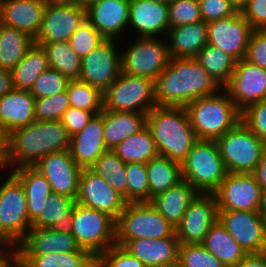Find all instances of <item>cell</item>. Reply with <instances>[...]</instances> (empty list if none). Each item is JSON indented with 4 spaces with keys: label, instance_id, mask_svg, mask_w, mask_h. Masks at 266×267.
I'll return each mask as SVG.
<instances>
[{
    "label": "cell",
    "instance_id": "cell-28",
    "mask_svg": "<svg viewBox=\"0 0 266 267\" xmlns=\"http://www.w3.org/2000/svg\"><path fill=\"white\" fill-rule=\"evenodd\" d=\"M167 35L170 58H195L208 44L207 23L203 21L169 28Z\"/></svg>",
    "mask_w": 266,
    "mask_h": 267
},
{
    "label": "cell",
    "instance_id": "cell-18",
    "mask_svg": "<svg viewBox=\"0 0 266 267\" xmlns=\"http://www.w3.org/2000/svg\"><path fill=\"white\" fill-rule=\"evenodd\" d=\"M208 44L231 55L237 61L246 54L247 44L253 29L237 11L234 15L207 23Z\"/></svg>",
    "mask_w": 266,
    "mask_h": 267
},
{
    "label": "cell",
    "instance_id": "cell-51",
    "mask_svg": "<svg viewBox=\"0 0 266 267\" xmlns=\"http://www.w3.org/2000/svg\"><path fill=\"white\" fill-rule=\"evenodd\" d=\"M205 23L220 20L234 15L237 11L229 0H198Z\"/></svg>",
    "mask_w": 266,
    "mask_h": 267
},
{
    "label": "cell",
    "instance_id": "cell-24",
    "mask_svg": "<svg viewBox=\"0 0 266 267\" xmlns=\"http://www.w3.org/2000/svg\"><path fill=\"white\" fill-rule=\"evenodd\" d=\"M129 23L137 37L167 36L169 31L168 4L151 0H130Z\"/></svg>",
    "mask_w": 266,
    "mask_h": 267
},
{
    "label": "cell",
    "instance_id": "cell-27",
    "mask_svg": "<svg viewBox=\"0 0 266 267\" xmlns=\"http://www.w3.org/2000/svg\"><path fill=\"white\" fill-rule=\"evenodd\" d=\"M35 98L30 90L13 89L0 97V125L9 134L35 121Z\"/></svg>",
    "mask_w": 266,
    "mask_h": 267
},
{
    "label": "cell",
    "instance_id": "cell-53",
    "mask_svg": "<svg viewBox=\"0 0 266 267\" xmlns=\"http://www.w3.org/2000/svg\"><path fill=\"white\" fill-rule=\"evenodd\" d=\"M95 114L85 110L69 107L61 118V123L67 130L69 136L80 132Z\"/></svg>",
    "mask_w": 266,
    "mask_h": 267
},
{
    "label": "cell",
    "instance_id": "cell-21",
    "mask_svg": "<svg viewBox=\"0 0 266 267\" xmlns=\"http://www.w3.org/2000/svg\"><path fill=\"white\" fill-rule=\"evenodd\" d=\"M46 5L45 0H0V23L36 39Z\"/></svg>",
    "mask_w": 266,
    "mask_h": 267
},
{
    "label": "cell",
    "instance_id": "cell-52",
    "mask_svg": "<svg viewBox=\"0 0 266 267\" xmlns=\"http://www.w3.org/2000/svg\"><path fill=\"white\" fill-rule=\"evenodd\" d=\"M244 59L266 69V30H253Z\"/></svg>",
    "mask_w": 266,
    "mask_h": 267
},
{
    "label": "cell",
    "instance_id": "cell-60",
    "mask_svg": "<svg viewBox=\"0 0 266 267\" xmlns=\"http://www.w3.org/2000/svg\"><path fill=\"white\" fill-rule=\"evenodd\" d=\"M6 267H28L26 262L18 254Z\"/></svg>",
    "mask_w": 266,
    "mask_h": 267
},
{
    "label": "cell",
    "instance_id": "cell-63",
    "mask_svg": "<svg viewBox=\"0 0 266 267\" xmlns=\"http://www.w3.org/2000/svg\"><path fill=\"white\" fill-rule=\"evenodd\" d=\"M259 213L266 221V192H263L262 194V200H261Z\"/></svg>",
    "mask_w": 266,
    "mask_h": 267
},
{
    "label": "cell",
    "instance_id": "cell-30",
    "mask_svg": "<svg viewBox=\"0 0 266 267\" xmlns=\"http://www.w3.org/2000/svg\"><path fill=\"white\" fill-rule=\"evenodd\" d=\"M12 170L10 172L24 187L28 218L33 222L40 215L47 199L51 196L50 184L46 177L34 166H22Z\"/></svg>",
    "mask_w": 266,
    "mask_h": 267
},
{
    "label": "cell",
    "instance_id": "cell-10",
    "mask_svg": "<svg viewBox=\"0 0 266 267\" xmlns=\"http://www.w3.org/2000/svg\"><path fill=\"white\" fill-rule=\"evenodd\" d=\"M156 105L154 80L120 73L103 92V109L148 113Z\"/></svg>",
    "mask_w": 266,
    "mask_h": 267
},
{
    "label": "cell",
    "instance_id": "cell-31",
    "mask_svg": "<svg viewBox=\"0 0 266 267\" xmlns=\"http://www.w3.org/2000/svg\"><path fill=\"white\" fill-rule=\"evenodd\" d=\"M147 113L104 110V140L113 149L146 126Z\"/></svg>",
    "mask_w": 266,
    "mask_h": 267
},
{
    "label": "cell",
    "instance_id": "cell-55",
    "mask_svg": "<svg viewBox=\"0 0 266 267\" xmlns=\"http://www.w3.org/2000/svg\"><path fill=\"white\" fill-rule=\"evenodd\" d=\"M235 267H266V251L247 254Z\"/></svg>",
    "mask_w": 266,
    "mask_h": 267
},
{
    "label": "cell",
    "instance_id": "cell-69",
    "mask_svg": "<svg viewBox=\"0 0 266 267\" xmlns=\"http://www.w3.org/2000/svg\"><path fill=\"white\" fill-rule=\"evenodd\" d=\"M1 245H2V247L7 246V244L4 242V240L0 237V247H1Z\"/></svg>",
    "mask_w": 266,
    "mask_h": 267
},
{
    "label": "cell",
    "instance_id": "cell-58",
    "mask_svg": "<svg viewBox=\"0 0 266 267\" xmlns=\"http://www.w3.org/2000/svg\"><path fill=\"white\" fill-rule=\"evenodd\" d=\"M11 246L12 245H7L0 249V267H6L18 255V248H15L17 246Z\"/></svg>",
    "mask_w": 266,
    "mask_h": 267
},
{
    "label": "cell",
    "instance_id": "cell-34",
    "mask_svg": "<svg viewBox=\"0 0 266 267\" xmlns=\"http://www.w3.org/2000/svg\"><path fill=\"white\" fill-rule=\"evenodd\" d=\"M146 167L149 184V202L156 195L165 192L183 180L181 164L172 161L168 157L158 155L146 163Z\"/></svg>",
    "mask_w": 266,
    "mask_h": 267
},
{
    "label": "cell",
    "instance_id": "cell-59",
    "mask_svg": "<svg viewBox=\"0 0 266 267\" xmlns=\"http://www.w3.org/2000/svg\"><path fill=\"white\" fill-rule=\"evenodd\" d=\"M8 138L9 134L0 125V158H6L8 152Z\"/></svg>",
    "mask_w": 266,
    "mask_h": 267
},
{
    "label": "cell",
    "instance_id": "cell-67",
    "mask_svg": "<svg viewBox=\"0 0 266 267\" xmlns=\"http://www.w3.org/2000/svg\"><path fill=\"white\" fill-rule=\"evenodd\" d=\"M151 1L158 2V3H166V4H169L172 0H151Z\"/></svg>",
    "mask_w": 266,
    "mask_h": 267
},
{
    "label": "cell",
    "instance_id": "cell-29",
    "mask_svg": "<svg viewBox=\"0 0 266 267\" xmlns=\"http://www.w3.org/2000/svg\"><path fill=\"white\" fill-rule=\"evenodd\" d=\"M199 192L186 180L153 197L150 203L175 228Z\"/></svg>",
    "mask_w": 266,
    "mask_h": 267
},
{
    "label": "cell",
    "instance_id": "cell-39",
    "mask_svg": "<svg viewBox=\"0 0 266 267\" xmlns=\"http://www.w3.org/2000/svg\"><path fill=\"white\" fill-rule=\"evenodd\" d=\"M36 44L46 52L49 68L56 69L69 80H78L81 58L70 47L69 41Z\"/></svg>",
    "mask_w": 266,
    "mask_h": 267
},
{
    "label": "cell",
    "instance_id": "cell-35",
    "mask_svg": "<svg viewBox=\"0 0 266 267\" xmlns=\"http://www.w3.org/2000/svg\"><path fill=\"white\" fill-rule=\"evenodd\" d=\"M34 43L30 35L0 23V68L11 71Z\"/></svg>",
    "mask_w": 266,
    "mask_h": 267
},
{
    "label": "cell",
    "instance_id": "cell-19",
    "mask_svg": "<svg viewBox=\"0 0 266 267\" xmlns=\"http://www.w3.org/2000/svg\"><path fill=\"white\" fill-rule=\"evenodd\" d=\"M85 19L86 9L81 4L47 3L35 43L68 41Z\"/></svg>",
    "mask_w": 266,
    "mask_h": 267
},
{
    "label": "cell",
    "instance_id": "cell-45",
    "mask_svg": "<svg viewBox=\"0 0 266 267\" xmlns=\"http://www.w3.org/2000/svg\"><path fill=\"white\" fill-rule=\"evenodd\" d=\"M70 107L67 91L54 96L35 99L34 114L37 121H60Z\"/></svg>",
    "mask_w": 266,
    "mask_h": 267
},
{
    "label": "cell",
    "instance_id": "cell-65",
    "mask_svg": "<svg viewBox=\"0 0 266 267\" xmlns=\"http://www.w3.org/2000/svg\"><path fill=\"white\" fill-rule=\"evenodd\" d=\"M155 267H179L178 262L176 263H171L168 265H160V266H155Z\"/></svg>",
    "mask_w": 266,
    "mask_h": 267
},
{
    "label": "cell",
    "instance_id": "cell-14",
    "mask_svg": "<svg viewBox=\"0 0 266 267\" xmlns=\"http://www.w3.org/2000/svg\"><path fill=\"white\" fill-rule=\"evenodd\" d=\"M76 203L108 214L115 220L128 203L106 180L90 168H83L79 177Z\"/></svg>",
    "mask_w": 266,
    "mask_h": 267
},
{
    "label": "cell",
    "instance_id": "cell-62",
    "mask_svg": "<svg viewBox=\"0 0 266 267\" xmlns=\"http://www.w3.org/2000/svg\"><path fill=\"white\" fill-rule=\"evenodd\" d=\"M48 4H62V5H71V4H81V0H45Z\"/></svg>",
    "mask_w": 266,
    "mask_h": 267
},
{
    "label": "cell",
    "instance_id": "cell-8",
    "mask_svg": "<svg viewBox=\"0 0 266 267\" xmlns=\"http://www.w3.org/2000/svg\"><path fill=\"white\" fill-rule=\"evenodd\" d=\"M70 233L82 249L97 258L116 244V220L106 213L75 203Z\"/></svg>",
    "mask_w": 266,
    "mask_h": 267
},
{
    "label": "cell",
    "instance_id": "cell-11",
    "mask_svg": "<svg viewBox=\"0 0 266 267\" xmlns=\"http://www.w3.org/2000/svg\"><path fill=\"white\" fill-rule=\"evenodd\" d=\"M121 52V72L155 80L169 61L168 44L158 37H136Z\"/></svg>",
    "mask_w": 266,
    "mask_h": 267
},
{
    "label": "cell",
    "instance_id": "cell-64",
    "mask_svg": "<svg viewBox=\"0 0 266 267\" xmlns=\"http://www.w3.org/2000/svg\"><path fill=\"white\" fill-rule=\"evenodd\" d=\"M100 0H81V5L86 9L89 5Z\"/></svg>",
    "mask_w": 266,
    "mask_h": 267
},
{
    "label": "cell",
    "instance_id": "cell-38",
    "mask_svg": "<svg viewBox=\"0 0 266 267\" xmlns=\"http://www.w3.org/2000/svg\"><path fill=\"white\" fill-rule=\"evenodd\" d=\"M195 58L221 88L229 82L237 63L234 57L209 44L201 49Z\"/></svg>",
    "mask_w": 266,
    "mask_h": 267
},
{
    "label": "cell",
    "instance_id": "cell-66",
    "mask_svg": "<svg viewBox=\"0 0 266 267\" xmlns=\"http://www.w3.org/2000/svg\"><path fill=\"white\" fill-rule=\"evenodd\" d=\"M2 168H8V167H6V163H5L4 158H0V169H2Z\"/></svg>",
    "mask_w": 266,
    "mask_h": 267
},
{
    "label": "cell",
    "instance_id": "cell-49",
    "mask_svg": "<svg viewBox=\"0 0 266 267\" xmlns=\"http://www.w3.org/2000/svg\"><path fill=\"white\" fill-rule=\"evenodd\" d=\"M241 121L266 144V98L241 111Z\"/></svg>",
    "mask_w": 266,
    "mask_h": 267
},
{
    "label": "cell",
    "instance_id": "cell-32",
    "mask_svg": "<svg viewBox=\"0 0 266 267\" xmlns=\"http://www.w3.org/2000/svg\"><path fill=\"white\" fill-rule=\"evenodd\" d=\"M75 203L74 198L52 192L40 215L32 222V227L50 228L61 233L71 232Z\"/></svg>",
    "mask_w": 266,
    "mask_h": 267
},
{
    "label": "cell",
    "instance_id": "cell-37",
    "mask_svg": "<svg viewBox=\"0 0 266 267\" xmlns=\"http://www.w3.org/2000/svg\"><path fill=\"white\" fill-rule=\"evenodd\" d=\"M48 68L46 52L41 45L34 43L24 59L11 70L14 88L30 90L36 79Z\"/></svg>",
    "mask_w": 266,
    "mask_h": 267
},
{
    "label": "cell",
    "instance_id": "cell-3",
    "mask_svg": "<svg viewBox=\"0 0 266 267\" xmlns=\"http://www.w3.org/2000/svg\"><path fill=\"white\" fill-rule=\"evenodd\" d=\"M146 126L158 154L180 164L198 140L185 107L155 106L147 113Z\"/></svg>",
    "mask_w": 266,
    "mask_h": 267
},
{
    "label": "cell",
    "instance_id": "cell-41",
    "mask_svg": "<svg viewBox=\"0 0 266 267\" xmlns=\"http://www.w3.org/2000/svg\"><path fill=\"white\" fill-rule=\"evenodd\" d=\"M28 267H90L96 260L87 250L73 253H50L44 255H20Z\"/></svg>",
    "mask_w": 266,
    "mask_h": 267
},
{
    "label": "cell",
    "instance_id": "cell-13",
    "mask_svg": "<svg viewBox=\"0 0 266 267\" xmlns=\"http://www.w3.org/2000/svg\"><path fill=\"white\" fill-rule=\"evenodd\" d=\"M218 210L257 212L262 200V188L253 174L227 172L219 188L213 193Z\"/></svg>",
    "mask_w": 266,
    "mask_h": 267
},
{
    "label": "cell",
    "instance_id": "cell-23",
    "mask_svg": "<svg viewBox=\"0 0 266 267\" xmlns=\"http://www.w3.org/2000/svg\"><path fill=\"white\" fill-rule=\"evenodd\" d=\"M130 0H100L86 8V19L105 38L116 40L129 23Z\"/></svg>",
    "mask_w": 266,
    "mask_h": 267
},
{
    "label": "cell",
    "instance_id": "cell-68",
    "mask_svg": "<svg viewBox=\"0 0 266 267\" xmlns=\"http://www.w3.org/2000/svg\"><path fill=\"white\" fill-rule=\"evenodd\" d=\"M90 267H101V265L95 260Z\"/></svg>",
    "mask_w": 266,
    "mask_h": 267
},
{
    "label": "cell",
    "instance_id": "cell-1",
    "mask_svg": "<svg viewBox=\"0 0 266 267\" xmlns=\"http://www.w3.org/2000/svg\"><path fill=\"white\" fill-rule=\"evenodd\" d=\"M220 87L196 58H169L154 80L156 105L185 107L195 99L218 93Z\"/></svg>",
    "mask_w": 266,
    "mask_h": 267
},
{
    "label": "cell",
    "instance_id": "cell-47",
    "mask_svg": "<svg viewBox=\"0 0 266 267\" xmlns=\"http://www.w3.org/2000/svg\"><path fill=\"white\" fill-rule=\"evenodd\" d=\"M105 40L93 25L85 19L68 41L73 51L82 58Z\"/></svg>",
    "mask_w": 266,
    "mask_h": 267
},
{
    "label": "cell",
    "instance_id": "cell-43",
    "mask_svg": "<svg viewBox=\"0 0 266 267\" xmlns=\"http://www.w3.org/2000/svg\"><path fill=\"white\" fill-rule=\"evenodd\" d=\"M127 202H149V184L145 163H126Z\"/></svg>",
    "mask_w": 266,
    "mask_h": 267
},
{
    "label": "cell",
    "instance_id": "cell-25",
    "mask_svg": "<svg viewBox=\"0 0 266 267\" xmlns=\"http://www.w3.org/2000/svg\"><path fill=\"white\" fill-rule=\"evenodd\" d=\"M19 255H44L50 253H73L81 249L73 235L31 227L25 239L17 246Z\"/></svg>",
    "mask_w": 266,
    "mask_h": 267
},
{
    "label": "cell",
    "instance_id": "cell-5",
    "mask_svg": "<svg viewBox=\"0 0 266 267\" xmlns=\"http://www.w3.org/2000/svg\"><path fill=\"white\" fill-rule=\"evenodd\" d=\"M182 179L199 193L213 194L227 170L216 141L198 139L181 163Z\"/></svg>",
    "mask_w": 266,
    "mask_h": 267
},
{
    "label": "cell",
    "instance_id": "cell-48",
    "mask_svg": "<svg viewBox=\"0 0 266 267\" xmlns=\"http://www.w3.org/2000/svg\"><path fill=\"white\" fill-rule=\"evenodd\" d=\"M69 81L56 69L48 68L36 79L30 92L35 99L54 96L65 92Z\"/></svg>",
    "mask_w": 266,
    "mask_h": 267
},
{
    "label": "cell",
    "instance_id": "cell-46",
    "mask_svg": "<svg viewBox=\"0 0 266 267\" xmlns=\"http://www.w3.org/2000/svg\"><path fill=\"white\" fill-rule=\"evenodd\" d=\"M169 28L202 21L198 0H172L168 4Z\"/></svg>",
    "mask_w": 266,
    "mask_h": 267
},
{
    "label": "cell",
    "instance_id": "cell-9",
    "mask_svg": "<svg viewBox=\"0 0 266 267\" xmlns=\"http://www.w3.org/2000/svg\"><path fill=\"white\" fill-rule=\"evenodd\" d=\"M7 178L0 183V237L7 245L18 246L32 222L28 218L23 185L12 173Z\"/></svg>",
    "mask_w": 266,
    "mask_h": 267
},
{
    "label": "cell",
    "instance_id": "cell-44",
    "mask_svg": "<svg viewBox=\"0 0 266 267\" xmlns=\"http://www.w3.org/2000/svg\"><path fill=\"white\" fill-rule=\"evenodd\" d=\"M179 267H226L202 244H180Z\"/></svg>",
    "mask_w": 266,
    "mask_h": 267
},
{
    "label": "cell",
    "instance_id": "cell-6",
    "mask_svg": "<svg viewBox=\"0 0 266 267\" xmlns=\"http://www.w3.org/2000/svg\"><path fill=\"white\" fill-rule=\"evenodd\" d=\"M177 237L171 225L150 202L127 203L116 220V245L141 238Z\"/></svg>",
    "mask_w": 266,
    "mask_h": 267
},
{
    "label": "cell",
    "instance_id": "cell-36",
    "mask_svg": "<svg viewBox=\"0 0 266 267\" xmlns=\"http://www.w3.org/2000/svg\"><path fill=\"white\" fill-rule=\"evenodd\" d=\"M124 163H148L158 156L155 141L147 126L112 149Z\"/></svg>",
    "mask_w": 266,
    "mask_h": 267
},
{
    "label": "cell",
    "instance_id": "cell-61",
    "mask_svg": "<svg viewBox=\"0 0 266 267\" xmlns=\"http://www.w3.org/2000/svg\"><path fill=\"white\" fill-rule=\"evenodd\" d=\"M236 11L241 12L250 0H229Z\"/></svg>",
    "mask_w": 266,
    "mask_h": 267
},
{
    "label": "cell",
    "instance_id": "cell-70",
    "mask_svg": "<svg viewBox=\"0 0 266 267\" xmlns=\"http://www.w3.org/2000/svg\"><path fill=\"white\" fill-rule=\"evenodd\" d=\"M264 251H266V231H265V248Z\"/></svg>",
    "mask_w": 266,
    "mask_h": 267
},
{
    "label": "cell",
    "instance_id": "cell-26",
    "mask_svg": "<svg viewBox=\"0 0 266 267\" xmlns=\"http://www.w3.org/2000/svg\"><path fill=\"white\" fill-rule=\"evenodd\" d=\"M179 245L177 237L141 238L128 241L123 248L146 267H155L178 262Z\"/></svg>",
    "mask_w": 266,
    "mask_h": 267
},
{
    "label": "cell",
    "instance_id": "cell-15",
    "mask_svg": "<svg viewBox=\"0 0 266 267\" xmlns=\"http://www.w3.org/2000/svg\"><path fill=\"white\" fill-rule=\"evenodd\" d=\"M217 220L218 206L215 195L199 193L176 226L175 235L180 244H202Z\"/></svg>",
    "mask_w": 266,
    "mask_h": 267
},
{
    "label": "cell",
    "instance_id": "cell-4",
    "mask_svg": "<svg viewBox=\"0 0 266 267\" xmlns=\"http://www.w3.org/2000/svg\"><path fill=\"white\" fill-rule=\"evenodd\" d=\"M225 93L203 96L185 106L197 139L216 141L241 121V111Z\"/></svg>",
    "mask_w": 266,
    "mask_h": 267
},
{
    "label": "cell",
    "instance_id": "cell-17",
    "mask_svg": "<svg viewBox=\"0 0 266 267\" xmlns=\"http://www.w3.org/2000/svg\"><path fill=\"white\" fill-rule=\"evenodd\" d=\"M222 89L243 111L247 106L266 98V69L243 58L237 61L234 73Z\"/></svg>",
    "mask_w": 266,
    "mask_h": 267
},
{
    "label": "cell",
    "instance_id": "cell-50",
    "mask_svg": "<svg viewBox=\"0 0 266 267\" xmlns=\"http://www.w3.org/2000/svg\"><path fill=\"white\" fill-rule=\"evenodd\" d=\"M96 261L101 267H146L138 258L132 256L125 248L113 245L101 253Z\"/></svg>",
    "mask_w": 266,
    "mask_h": 267
},
{
    "label": "cell",
    "instance_id": "cell-54",
    "mask_svg": "<svg viewBox=\"0 0 266 267\" xmlns=\"http://www.w3.org/2000/svg\"><path fill=\"white\" fill-rule=\"evenodd\" d=\"M241 14L253 30H266V0H250Z\"/></svg>",
    "mask_w": 266,
    "mask_h": 267
},
{
    "label": "cell",
    "instance_id": "cell-57",
    "mask_svg": "<svg viewBox=\"0 0 266 267\" xmlns=\"http://www.w3.org/2000/svg\"><path fill=\"white\" fill-rule=\"evenodd\" d=\"M258 184L262 188L263 192H266V149L261 156V160L258 163L255 171L253 172Z\"/></svg>",
    "mask_w": 266,
    "mask_h": 267
},
{
    "label": "cell",
    "instance_id": "cell-2",
    "mask_svg": "<svg viewBox=\"0 0 266 267\" xmlns=\"http://www.w3.org/2000/svg\"><path fill=\"white\" fill-rule=\"evenodd\" d=\"M70 139L61 121L35 120L9 133L6 167L34 166L49 153L68 150Z\"/></svg>",
    "mask_w": 266,
    "mask_h": 267
},
{
    "label": "cell",
    "instance_id": "cell-7",
    "mask_svg": "<svg viewBox=\"0 0 266 267\" xmlns=\"http://www.w3.org/2000/svg\"><path fill=\"white\" fill-rule=\"evenodd\" d=\"M227 172L253 174L266 144L242 121L216 140Z\"/></svg>",
    "mask_w": 266,
    "mask_h": 267
},
{
    "label": "cell",
    "instance_id": "cell-22",
    "mask_svg": "<svg viewBox=\"0 0 266 267\" xmlns=\"http://www.w3.org/2000/svg\"><path fill=\"white\" fill-rule=\"evenodd\" d=\"M104 109L94 115L88 124L78 133L71 136L69 152L79 167L90 168L106 151L103 135Z\"/></svg>",
    "mask_w": 266,
    "mask_h": 267
},
{
    "label": "cell",
    "instance_id": "cell-40",
    "mask_svg": "<svg viewBox=\"0 0 266 267\" xmlns=\"http://www.w3.org/2000/svg\"><path fill=\"white\" fill-rule=\"evenodd\" d=\"M97 175L103 177L106 182L127 201V178L126 163H124L116 153L108 149L106 150L90 167Z\"/></svg>",
    "mask_w": 266,
    "mask_h": 267
},
{
    "label": "cell",
    "instance_id": "cell-12",
    "mask_svg": "<svg viewBox=\"0 0 266 267\" xmlns=\"http://www.w3.org/2000/svg\"><path fill=\"white\" fill-rule=\"evenodd\" d=\"M114 42L115 40L106 39L81 58L78 80L98 88L102 93L121 73V52L117 50Z\"/></svg>",
    "mask_w": 266,
    "mask_h": 267
},
{
    "label": "cell",
    "instance_id": "cell-16",
    "mask_svg": "<svg viewBox=\"0 0 266 267\" xmlns=\"http://www.w3.org/2000/svg\"><path fill=\"white\" fill-rule=\"evenodd\" d=\"M218 220L247 254L264 252L266 221L259 211L218 210Z\"/></svg>",
    "mask_w": 266,
    "mask_h": 267
},
{
    "label": "cell",
    "instance_id": "cell-42",
    "mask_svg": "<svg viewBox=\"0 0 266 267\" xmlns=\"http://www.w3.org/2000/svg\"><path fill=\"white\" fill-rule=\"evenodd\" d=\"M70 106L92 112L95 115L103 111V93L80 80H70L67 85Z\"/></svg>",
    "mask_w": 266,
    "mask_h": 267
},
{
    "label": "cell",
    "instance_id": "cell-33",
    "mask_svg": "<svg viewBox=\"0 0 266 267\" xmlns=\"http://www.w3.org/2000/svg\"><path fill=\"white\" fill-rule=\"evenodd\" d=\"M202 245L226 267H235L247 255L219 220L211 226Z\"/></svg>",
    "mask_w": 266,
    "mask_h": 267
},
{
    "label": "cell",
    "instance_id": "cell-56",
    "mask_svg": "<svg viewBox=\"0 0 266 267\" xmlns=\"http://www.w3.org/2000/svg\"><path fill=\"white\" fill-rule=\"evenodd\" d=\"M14 89L13 76L10 70L0 68V97Z\"/></svg>",
    "mask_w": 266,
    "mask_h": 267
},
{
    "label": "cell",
    "instance_id": "cell-20",
    "mask_svg": "<svg viewBox=\"0 0 266 267\" xmlns=\"http://www.w3.org/2000/svg\"><path fill=\"white\" fill-rule=\"evenodd\" d=\"M34 167L46 177L52 192L76 199L82 168L71 157L69 150L49 153Z\"/></svg>",
    "mask_w": 266,
    "mask_h": 267
}]
</instances>
